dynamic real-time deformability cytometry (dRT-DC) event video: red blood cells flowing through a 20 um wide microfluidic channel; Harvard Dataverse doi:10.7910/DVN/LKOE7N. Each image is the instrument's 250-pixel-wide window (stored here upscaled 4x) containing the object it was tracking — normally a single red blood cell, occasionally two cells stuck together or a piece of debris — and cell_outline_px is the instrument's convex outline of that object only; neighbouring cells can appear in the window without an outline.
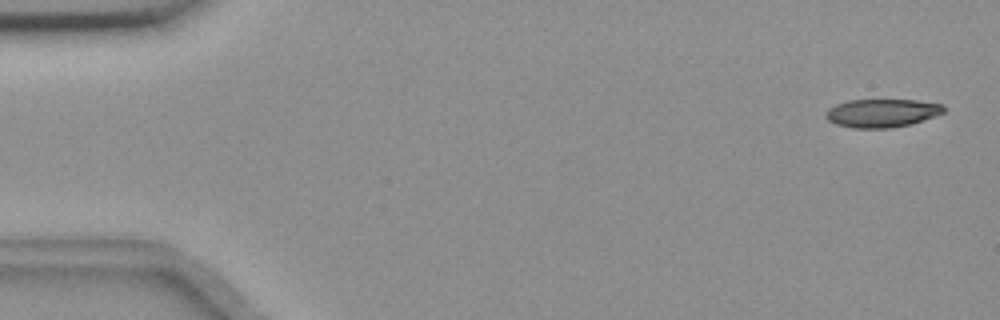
{"species": "common noctule bat (a hibernating species)", "species_latin": "Nyctalus noctula", "temperature_condition": "room temperature", "stored_images_in_passage": 55, "camera_frame_rate_fps": 3000, "um_per_image_px": 0.085, "animal": {"sex": "female", "body_mass_g": 18.4}, "frame": {"image": 1, "passage_image": 2, "time_ms": 0.333, "image_size_px": [1000, 320], "cell_outline_px": [[944, 112], [912, 124], [892, 128], [852, 128], [836, 124], [828, 120], [824, 116], [824, 112], [828, 108], [836, 104], [848, 100], [916, 100], [944, 104]], "centroid_in_image_um": [74.93, 9.61], "position_along_channel_um": 10.1, "area_um2": 19.59}}
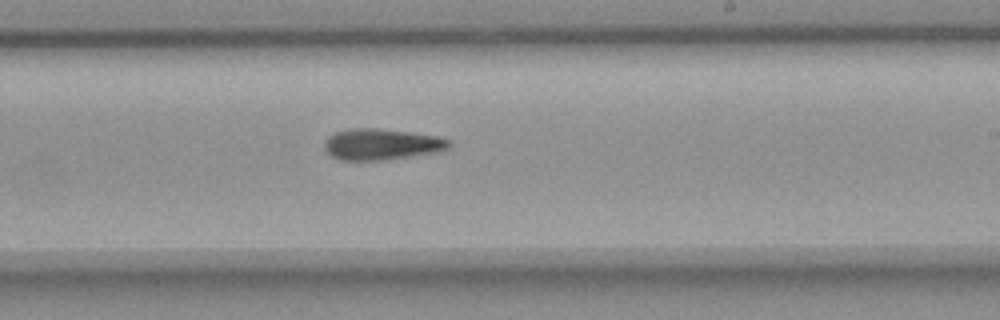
{"frame": {"image": 2, "passage_image": 33, "time_ms": 10.667, "image_size_px": [1000, 320], "cell_outline_px": [[452, 144], [448, 148], [440, 152], [380, 160], [340, 160], [332, 156], [324, 148], [324, 140], [328, 136], [336, 132], [352, 128], [376, 128], [436, 136], [452, 140]], "centroid_in_image_um": [32.44, 12.26], "position_along_channel_um": 256.6, "area_um2": 22.54}}
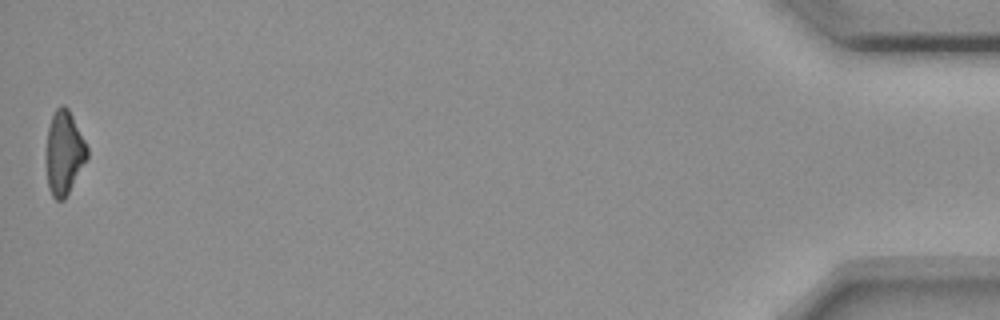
{"frame": {"image": 3, "passage_image": 55, "time_ms": 18.0, "image_size_px": [1000, 320], "cell_outline_px": [[88, 160], [64, 200], [56, 200], [52, 196], [48, 188], [48, 128], [52, 116], [56, 108], [60, 104], [64, 104], [68, 108], [88, 148]], "centroid_in_image_um": [5.49, 13.0], "position_along_channel_um": 429.7, "area_um2": 19.65}, "authors_computed_cell_mechanics": {"area_um2": 21.386, "velocity_mm_per_s": 3.6631, "shape_relaxation_time_tau1_ms": 9.0584, "shape_relaxation_time_tau2_ms": null, "deformation_change_tau1": 0.2117, "deformation_change_tau2": null}}